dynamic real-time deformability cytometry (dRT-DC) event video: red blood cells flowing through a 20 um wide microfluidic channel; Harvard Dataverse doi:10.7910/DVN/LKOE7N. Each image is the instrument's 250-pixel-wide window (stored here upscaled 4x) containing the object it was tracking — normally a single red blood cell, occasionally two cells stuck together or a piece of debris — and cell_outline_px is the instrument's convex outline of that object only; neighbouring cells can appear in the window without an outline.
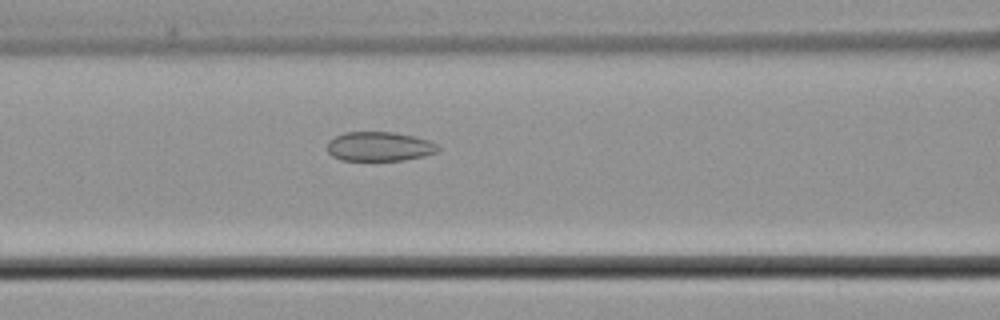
{"species": "common noctule bat (a hibernating species)", "species_latin": "Nyctalus noctula", "temperature_condition": "cold", "stored_images_in_passage": 5, "camera_frame_rate_fps": 3000, "um_per_image_px": 0.085, "animal": {"sex": "male", "body_mass_g": 21.5, "forearm_length_mm": 52.0}, "frame": {"image": 1, "passage_image": 5, "time_ms": 5.667, "image_size_px": [1000, 320], "cell_outline_px": [[440, 148], [436, 152], [424, 156], [404, 160], [340, 160], [332, 156], [328, 152], [328, 140], [344, 132], [392, 132], [416, 136], [428, 140], [436, 144]], "centroid_in_image_um": [32.24, 12.45], "position_along_channel_um": 134.4, "area_um2": 18.96}}